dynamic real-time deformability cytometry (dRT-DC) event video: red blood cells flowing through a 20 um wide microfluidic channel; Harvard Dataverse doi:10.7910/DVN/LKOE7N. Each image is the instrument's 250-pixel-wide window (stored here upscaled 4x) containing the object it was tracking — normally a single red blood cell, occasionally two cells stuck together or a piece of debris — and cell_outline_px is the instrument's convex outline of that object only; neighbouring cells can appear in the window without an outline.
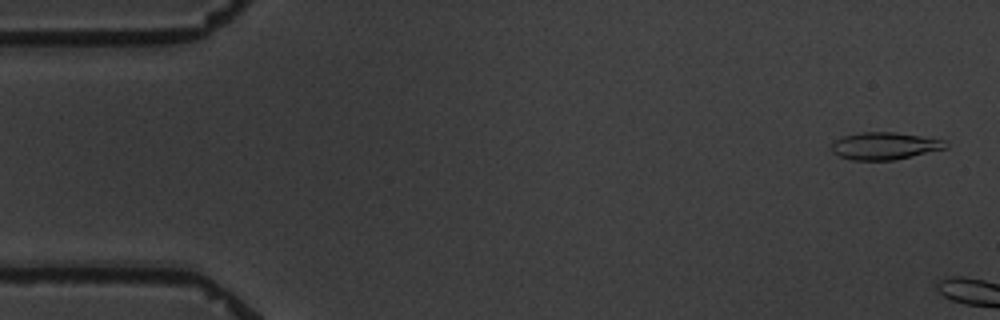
{"species": "common noctule bat (a hibernating species)", "species_latin": "Nyctalus noctula", "temperature_condition": "warm", "stored_images_in_passage": 2, "camera_frame_rate_fps": 3000, "um_per_image_px": 0.085, "animal": {"sex": "male", "body_mass_g": 19.5, "forearm_length_mm": 54.6}, "frame": {"image": 1, "passage_image": 1, "time_ms": 0.0, "image_size_px": [1000, 320], "cell_outline_px": [[948, 148], [912, 156], [892, 160], [852, 160], [840, 156], [832, 152], [832, 144], [840, 136], [860, 132], [896, 132], [948, 140]], "centroid_in_image_um": [75.23, 12.39], "position_along_channel_um": 9.8, "area_um2": 18.32}}